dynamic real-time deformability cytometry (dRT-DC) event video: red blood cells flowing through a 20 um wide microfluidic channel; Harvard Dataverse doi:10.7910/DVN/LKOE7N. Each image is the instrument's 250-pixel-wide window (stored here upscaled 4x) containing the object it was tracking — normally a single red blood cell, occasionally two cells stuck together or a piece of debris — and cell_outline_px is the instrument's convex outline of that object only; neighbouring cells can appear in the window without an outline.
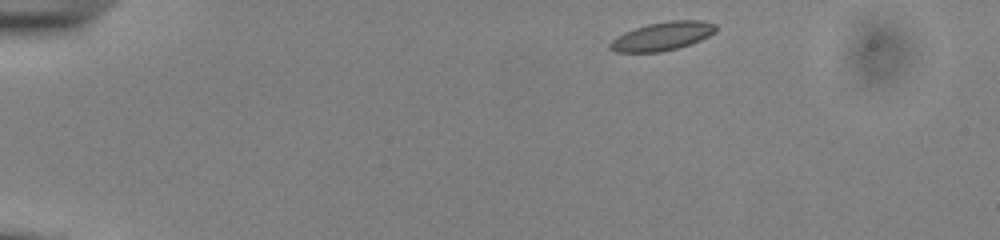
{"species": "common noctule bat (a hibernating species)", "species_latin": "Nyctalus noctula", "temperature_condition": "cold", "stored_images_in_passage": 45, "camera_frame_rate_fps": 3000, "um_per_image_px": 0.085, "animal": {"sex": "male", "body_mass_g": 13.0, "forearm_length_mm": 53.1}, "frame": {"image": 1, "passage_image": 1, "time_ms": 0.0, "image_size_px": [1000, 240], "cell_outline_px": [[716, 32], [700, 40], [676, 48], [660, 52], [616, 52], [608, 48], [608, 44], [616, 36], [624, 32], [648, 24], [668, 20], [700, 20], [716, 24]], "centroid_in_image_um": [56.27, 3.07], "position_along_channel_um": 28.7, "area_um2": 17.51}}
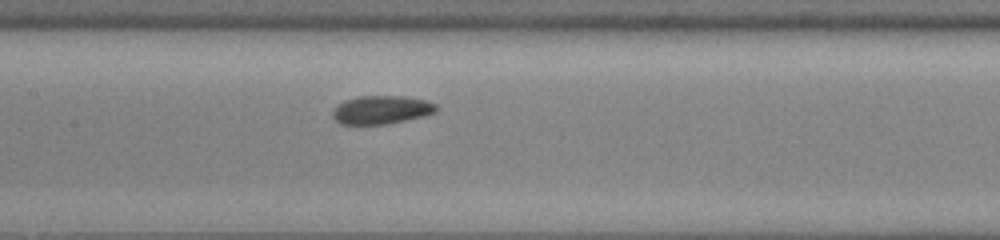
{"frame": {"image": 2, "passage_image": 19, "time_ms": 6.0, "image_size_px": [1000, 240], "cell_outline_px": [[440, 108], [436, 112], [424, 116], [388, 124], [340, 124], [332, 116], [332, 112], [344, 100], [360, 96], [404, 96], [424, 100], [436, 104]], "centroid_in_image_um": [32.46, 9.34], "position_along_channel_um": 174.9, "area_um2": 17.11}}
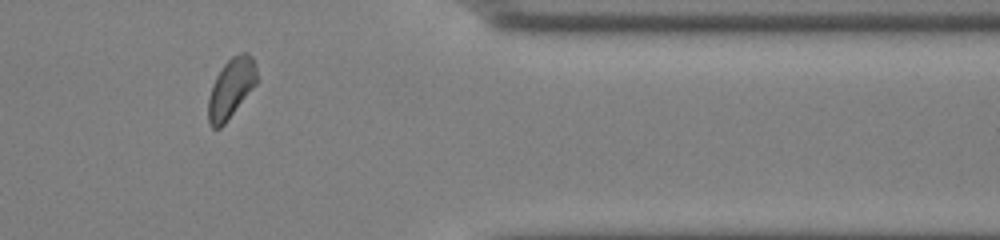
{"frame": {"image": 3, "passage_image": 37, "time_ms": 12.0, "image_size_px": [1000, 240], "cell_outline_px": [[256, 84], [224, 124], [220, 128], [212, 128], [208, 124], [208, 100], [212, 84], [216, 76], [224, 64], [232, 56], [240, 52], [248, 52], [252, 56], [256, 68]], "centroid_in_image_um": [19.62, 7.49], "position_along_channel_um": 391.8, "area_um2": 16.76}, "authors_computed_cell_mechanics": {"area_um2": 17.2244, "velocity_mm_per_s": 3.845, "shape_relaxation_time_tau1_ms": 6.8699, "shape_relaxation_time_tau2_ms": 2.8133, "deformation_change_tau1": 0.0983, "deformation_change_tau2": 0.081}}